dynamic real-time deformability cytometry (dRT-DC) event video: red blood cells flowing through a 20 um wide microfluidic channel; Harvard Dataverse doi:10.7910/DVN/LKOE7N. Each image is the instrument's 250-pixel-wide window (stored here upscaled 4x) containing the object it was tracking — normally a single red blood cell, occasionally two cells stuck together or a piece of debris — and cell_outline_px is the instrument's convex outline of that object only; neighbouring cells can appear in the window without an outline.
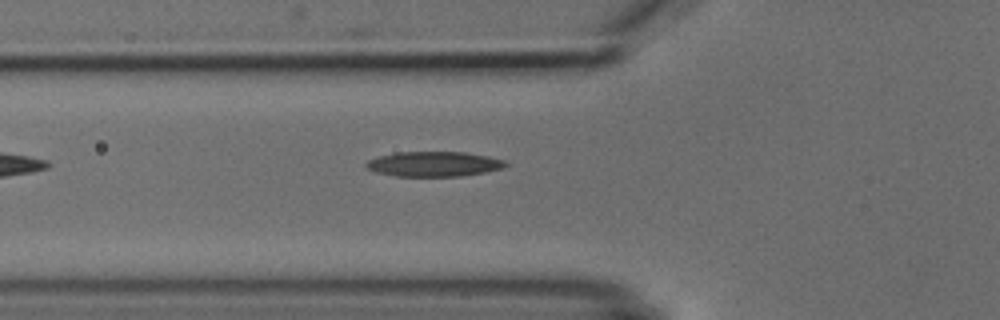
{"species": "common noctule bat (a hibernating species)", "species_latin": "Nyctalus noctula", "temperature_condition": "cold", "stored_images_in_passage": 5, "camera_frame_rate_fps": 3000, "um_per_image_px": 0.085, "animal": {"sex": "male", "body_mass_g": 18.8}, "frame": {"image": 1, "passage_image": 5, "time_ms": 4.667, "image_size_px": [1000, 320], "cell_outline_px": [[508, 164], [504, 168], [484, 172], [460, 176], [396, 176], [376, 172], [364, 168], [364, 164], [368, 160], [380, 156], [396, 152], [464, 152], [488, 156], [504, 160]], "centroid_in_image_um": [36.86, 13.94], "position_along_channel_um": 88.9, "area_um2": 20.29}}